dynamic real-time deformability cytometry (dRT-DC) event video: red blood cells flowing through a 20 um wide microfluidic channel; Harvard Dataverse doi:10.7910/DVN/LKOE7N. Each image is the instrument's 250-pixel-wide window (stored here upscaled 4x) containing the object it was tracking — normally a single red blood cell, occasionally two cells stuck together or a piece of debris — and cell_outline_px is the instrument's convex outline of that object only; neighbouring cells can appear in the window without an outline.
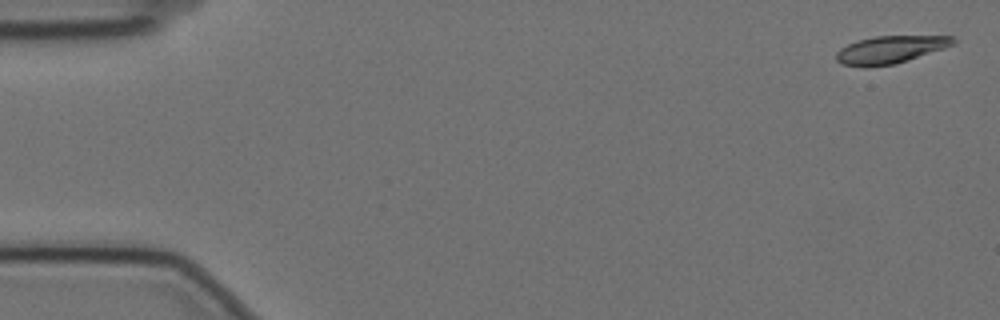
{"species": "Egyptian fruit bat (a non-hibernating species)", "species_latin": "Rousettus aegyptiacus", "temperature_condition": "cold", "stored_images_in_passage": 30, "camera_frame_rate_fps": 3000, "um_per_image_px": 0.085, "animal": {"sex": "female"}, "frame": {"image": 1, "passage_image": 2, "time_ms": 0.333, "image_size_px": [1000, 320], "cell_outline_px": [[956, 44], [896, 64], [840, 64], [836, 60], [836, 52], [840, 48], [848, 44], [860, 40], [876, 36], [952, 36], [956, 40]], "centroid_in_image_um": [75.74, 4.18], "position_along_channel_um": 9.3, "area_um2": 18.09}}
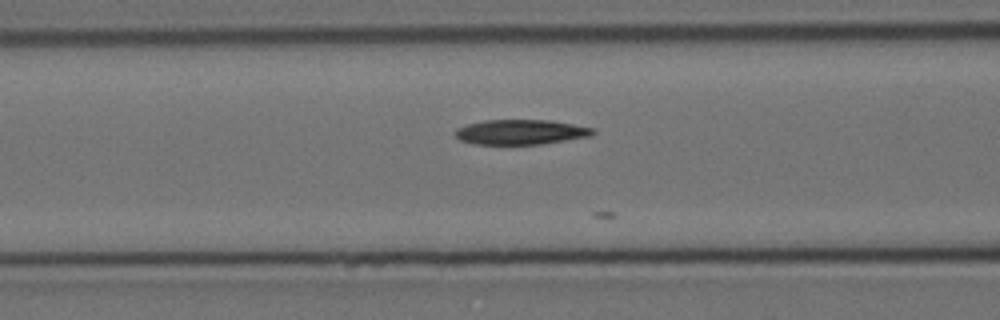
{"frame": {"image": 2, "passage_image": 23, "time_ms": 7.333, "image_size_px": [1000, 320], "cell_outline_px": [[596, 132], [592, 136], [540, 144], [476, 144], [460, 140], [456, 136], [456, 128], [468, 124], [484, 120], [548, 120], [572, 124], [592, 128]], "centroid_in_image_um": [44.27, 11.22], "position_along_channel_um": 122.3, "area_um2": 19.83}}